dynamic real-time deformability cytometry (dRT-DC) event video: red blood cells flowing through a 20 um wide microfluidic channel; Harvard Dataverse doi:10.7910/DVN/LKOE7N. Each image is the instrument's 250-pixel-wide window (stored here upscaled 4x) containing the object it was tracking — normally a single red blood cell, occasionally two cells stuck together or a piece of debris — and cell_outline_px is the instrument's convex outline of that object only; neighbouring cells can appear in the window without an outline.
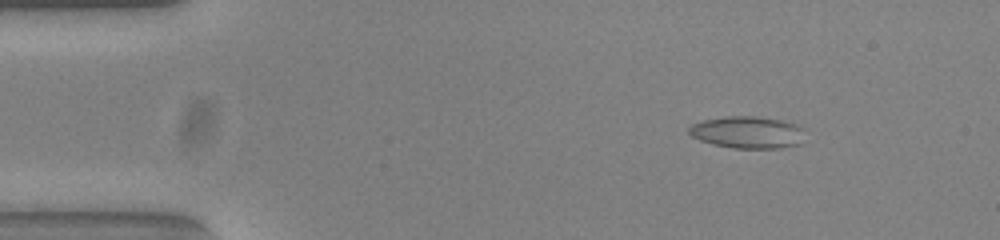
{"species": "common noctule bat (a hibernating species)", "species_latin": "Nyctalus noctula", "temperature_condition": "warm", "stored_images_in_passage": 48, "camera_frame_rate_fps": 3000, "um_per_image_px": 0.085, "animal": {"sex": "female", "body_mass_g": 23.0, "forearm_length_mm": 53.4}, "frame": {"image": 1, "passage_image": 1, "time_ms": 0.0, "image_size_px": [1000, 240], "cell_outline_px": [[804, 128], [800, 144], [776, 148], [732, 148], [712, 144], [700, 140], [692, 136], [688, 132], [688, 128], [692, 124], [704, 120], [724, 116], [756, 116], [780, 120], [796, 124]], "centroid_in_image_um": [63.52, 11.24], "position_along_channel_um": 21.5, "area_um2": 21.62}}
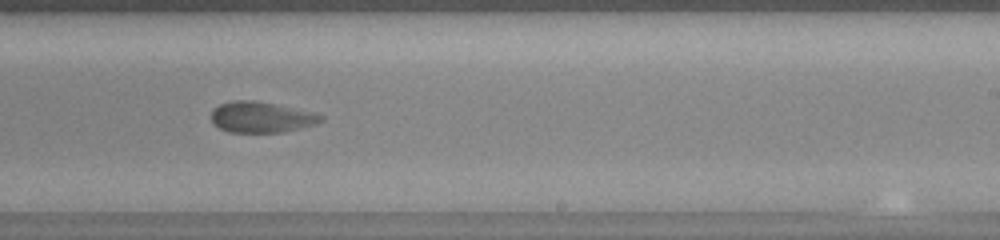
{"frame": {"image": 2, "passage_image": 27, "time_ms": 8.667, "image_size_px": [1000, 240], "cell_outline_px": [[324, 120], [316, 124], [284, 132], [228, 132], [212, 124], [212, 112], [220, 104], [232, 100], [252, 100], [276, 104], [312, 112], [324, 116]], "centroid_in_image_um": [22.21, 9.96], "position_along_channel_um": 266.8, "area_um2": 19.65}}
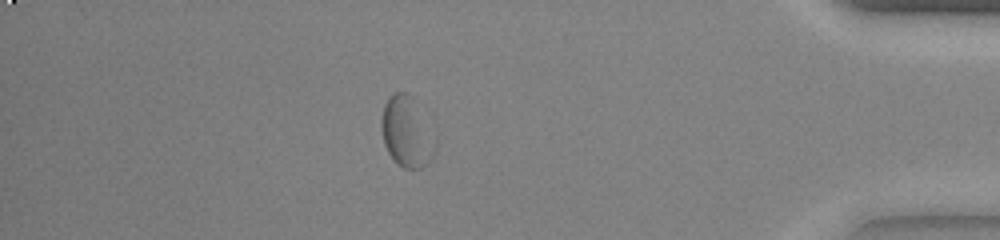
{"frame": {"image": 3, "passage_image": 41, "time_ms": 13.333, "image_size_px": [1000, 240], "cell_outline_px": [[436, 152], [420, 168], [404, 168], [396, 164], [388, 152], [384, 144], [380, 128], [380, 124], [384, 104], [392, 92], [408, 92], [412, 96], [436, 136]], "centroid_in_image_um": [34.57, 11.19], "position_along_channel_um": 400.6, "area_um2": 22.43}, "authors_computed_cell_mechanics": {"area_um2": 20.0855, "velocity_mm_per_s": 3.7739, "shape_relaxation_time_tau1_ms": 6.5439, "shape_relaxation_time_tau2_ms": 1.8585, "deformation_change_tau1": 0.1309, "deformation_change_tau2": 0.062}}